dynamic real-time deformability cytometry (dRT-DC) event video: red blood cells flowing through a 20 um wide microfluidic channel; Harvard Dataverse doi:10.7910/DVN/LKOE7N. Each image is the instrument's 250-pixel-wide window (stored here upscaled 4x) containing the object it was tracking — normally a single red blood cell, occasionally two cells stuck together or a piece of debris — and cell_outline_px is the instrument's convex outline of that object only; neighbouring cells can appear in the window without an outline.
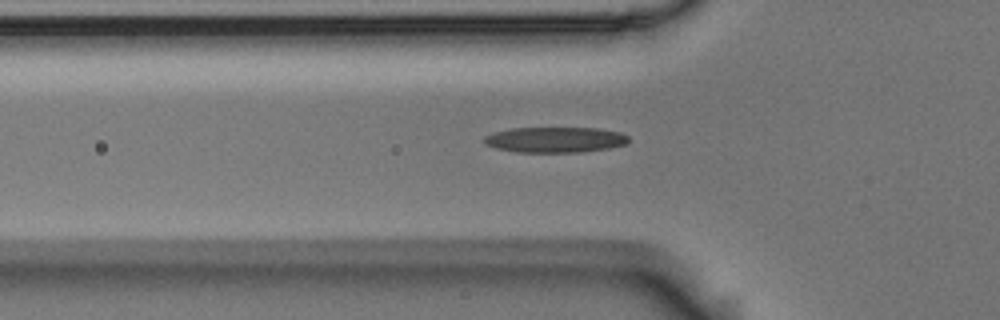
{"species": "Egyptian fruit bat (a non-hibernating species)", "species_latin": "Rousettus aegyptiacus", "temperature_condition": "room temperature", "stored_images_in_passage": 40, "camera_frame_rate_fps": 3000, "um_per_image_px": 0.085, "animal": {"sex": "male"}, "frame": {"image": 1, "passage_image": 4, "time_ms": 1.0, "image_size_px": [1000, 320], "cell_outline_px": [[628, 140], [624, 144], [608, 148], [580, 152], [516, 152], [496, 148], [484, 144], [484, 136], [496, 132], [512, 128], [596, 128], [620, 132], [628, 136]], "centroid_in_image_um": [47.16, 11.87], "position_along_channel_um": 78.6, "area_um2": 21.33}}
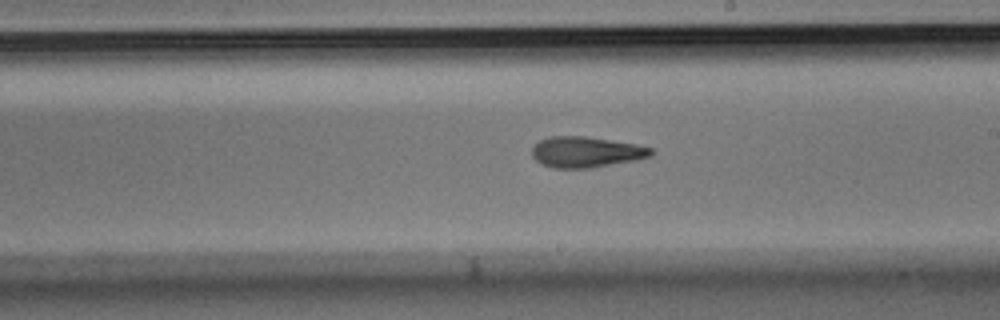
{"frame": {"image": 2, "passage_image": 17, "time_ms": 5.333, "image_size_px": [1000, 320], "cell_outline_px": [[652, 156], [636, 160], [592, 168], [552, 168], [540, 164], [532, 156], [532, 148], [540, 140], [548, 136], [584, 136], [636, 144], [652, 148]], "centroid_in_image_um": [49.8, 12.93], "position_along_channel_um": 239.2, "area_um2": 21.44}}
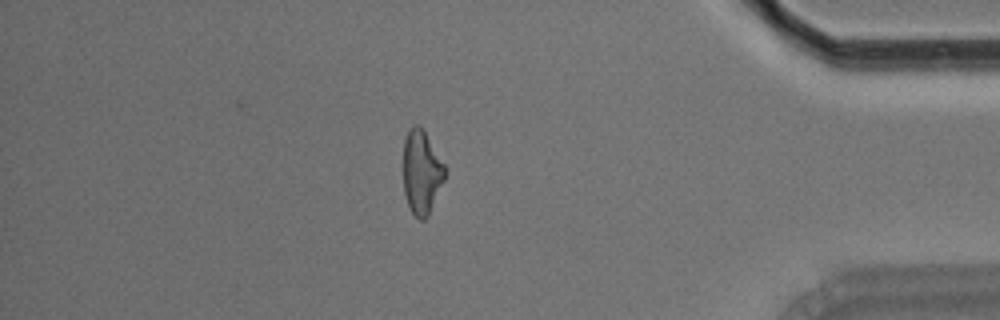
{"frame": {"image": 3, "passage_image": 33, "time_ms": 10.667, "image_size_px": [1000, 320], "cell_outline_px": [[444, 180], [428, 216], [424, 220], [420, 220], [412, 212], [408, 204], [404, 192], [404, 140], [408, 128], [412, 124], [420, 124], [424, 128], [444, 164]], "centroid_in_image_um": [35.82, 14.57], "position_along_channel_um": 399.4, "area_um2": 20.35}, "authors_computed_cell_mechanics": {"area_um2": 21.2126, "velocity_mm_per_s": 3.6828, "shape_relaxation_time_tau1_ms": 6.2815, "shape_relaxation_time_tau2_ms": 3.4026, "deformation_change_tau1": 0.1911, "deformation_change_tau2": 0.1343}}